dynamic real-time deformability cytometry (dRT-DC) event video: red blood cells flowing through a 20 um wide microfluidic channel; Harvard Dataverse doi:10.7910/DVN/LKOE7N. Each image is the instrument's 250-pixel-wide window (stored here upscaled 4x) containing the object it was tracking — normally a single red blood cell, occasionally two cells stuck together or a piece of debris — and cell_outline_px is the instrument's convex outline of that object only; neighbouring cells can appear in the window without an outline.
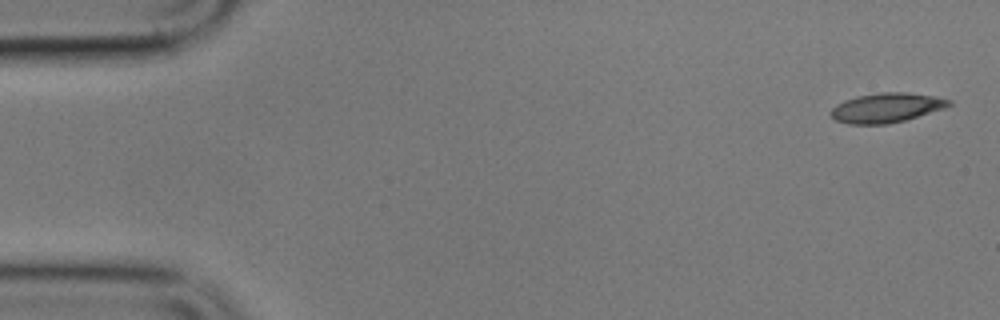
{"species": "common noctule bat (a hibernating species)", "species_latin": "Nyctalus noctula", "temperature_condition": "cold", "stored_images_in_passage": 5, "camera_frame_rate_fps": 3000, "um_per_image_px": 0.085, "animal": {"sex": "male", "body_mass_g": 17.9}, "frame": {"image": 1, "passage_image": 1, "time_ms": 0.0, "image_size_px": [1000, 320], "cell_outline_px": [[952, 104], [944, 108], [904, 120], [888, 124], [848, 124], [836, 120], [832, 116], [832, 108], [836, 104], [844, 100], [856, 96], [880, 92], [904, 92], [932, 96], [952, 100]], "centroid_in_image_um": [75.33, 9.15], "position_along_channel_um": 9.7, "area_um2": 20.11}}
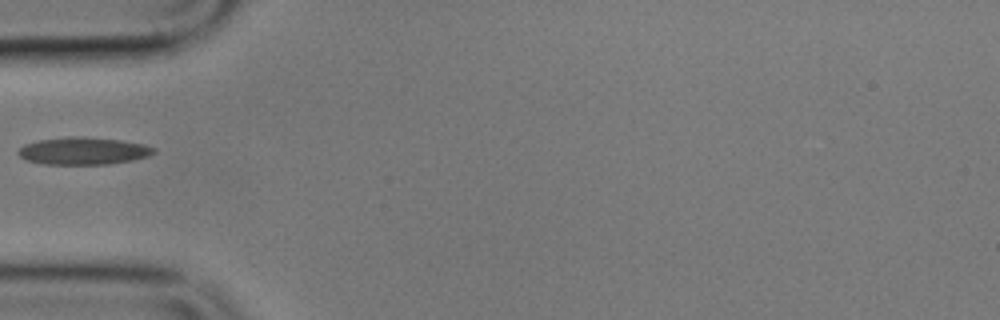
{"frame": {"image": 2, "passage_image": 5, "time_ms": 5.667, "image_size_px": [1000, 320], "cell_outline_px": [[156, 152], [148, 156], [132, 160], [108, 164], [44, 164], [28, 160], [20, 156], [16, 152], [24, 144], [40, 140], [72, 136], [80, 136], [120, 140], [144, 144], [156, 148]], "centroid_in_image_um": [7.1, 12.82], "position_along_channel_um": 77.9, "area_um2": 21.5}}